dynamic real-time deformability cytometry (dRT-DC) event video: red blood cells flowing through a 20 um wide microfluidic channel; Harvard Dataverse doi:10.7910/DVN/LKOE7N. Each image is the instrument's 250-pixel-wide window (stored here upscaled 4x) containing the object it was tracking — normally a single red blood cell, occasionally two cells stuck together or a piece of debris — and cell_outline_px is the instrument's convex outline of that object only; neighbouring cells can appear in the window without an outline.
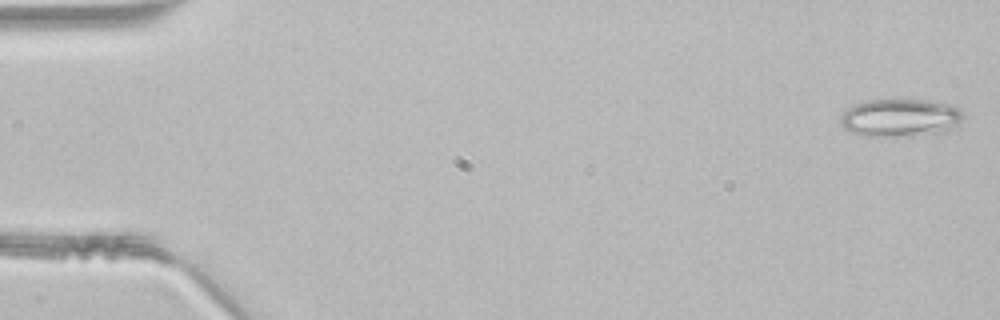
{"species": "common noctule bat (a hibernating species)", "species_latin": "Nyctalus noctula", "temperature_condition": "room temperature", "stored_images_in_passage": 9, "camera_frame_rate_fps": 3000, "um_per_image_px": 0.085, "animal": {"sex": "male", "body_mass_g": 21.5, "forearm_length_mm": 52.0}, "frame": {"image": 1, "passage_image": 1, "time_ms": 0.0, "image_size_px": [1000, 320], "cell_outline_px": [[964, 116], [952, 128], [936, 136], [864, 136], [852, 132], [844, 128], [840, 124], [840, 116], [852, 104], [868, 100], [924, 100], [944, 104], [960, 108]], "centroid_in_image_um": [76.51, 10.04], "position_along_channel_um": 8.5, "area_um2": 27.34}}